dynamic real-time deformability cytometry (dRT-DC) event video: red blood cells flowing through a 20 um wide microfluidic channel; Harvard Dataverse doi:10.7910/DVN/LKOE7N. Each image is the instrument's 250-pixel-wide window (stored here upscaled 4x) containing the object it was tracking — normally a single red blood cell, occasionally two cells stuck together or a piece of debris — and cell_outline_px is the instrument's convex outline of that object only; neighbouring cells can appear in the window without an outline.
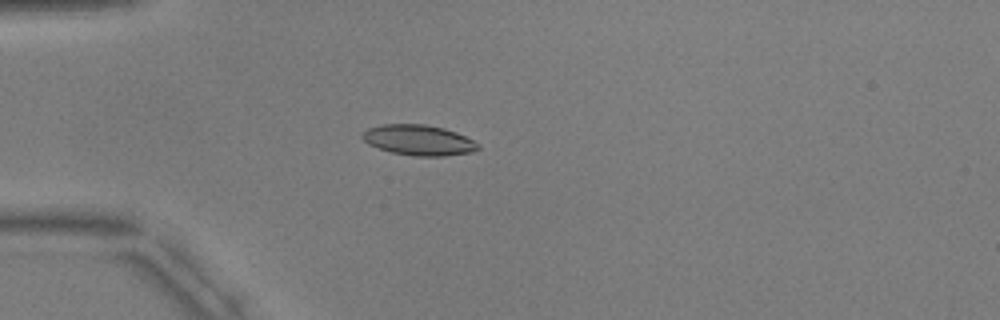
{"species": "common noctule bat (a hibernating species)", "species_latin": "Nyctalus noctula", "temperature_condition": "warm", "stored_images_in_passage": 5, "camera_frame_rate_fps": 3000, "um_per_image_px": 0.085, "animal": {"sex": "male", "body_mass_g": 17.9, "forearm_length_mm": 54.2}, "frame": {"image": 1, "passage_image": 4, "time_ms": 3.667, "image_size_px": [1000, 320], "cell_outline_px": [[480, 148], [472, 152], [444, 156], [412, 156], [392, 152], [368, 144], [360, 136], [368, 128], [380, 124], [424, 124], [444, 128], [456, 132], [480, 144]], "centroid_in_image_um": [35.59, 11.91], "position_along_channel_um": 49.4, "area_um2": 20.52}}